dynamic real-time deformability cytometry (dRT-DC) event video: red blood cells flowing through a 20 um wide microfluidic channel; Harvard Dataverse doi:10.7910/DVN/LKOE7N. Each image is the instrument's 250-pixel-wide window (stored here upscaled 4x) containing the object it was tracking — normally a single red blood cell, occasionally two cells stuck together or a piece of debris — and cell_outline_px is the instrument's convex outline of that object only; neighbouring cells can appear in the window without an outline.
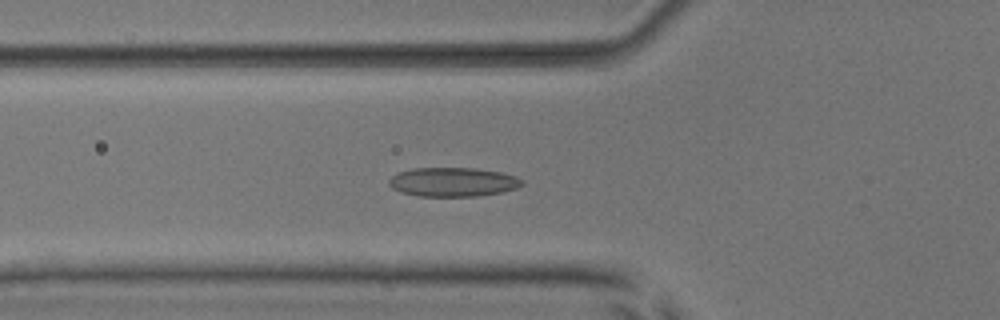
{"species": "common noctule bat (a hibernating species)", "species_latin": "Nyctalus noctula", "temperature_condition": "room temperature", "stored_images_in_passage": 52, "camera_frame_rate_fps": 3000, "um_per_image_px": 0.085, "animal": {"sex": "male", "body_mass_g": 17.9, "forearm_length_mm": 54.2}, "frame": {"image": 1, "passage_image": 19, "time_ms": 6.0, "image_size_px": [1000, 320], "cell_outline_px": [[524, 184], [516, 188], [500, 192], [480, 196], [416, 196], [400, 192], [392, 188], [388, 184], [388, 180], [392, 176], [400, 172], [412, 168], [476, 168], [500, 172], [516, 176], [524, 180]], "centroid_in_image_um": [38.5, 15.47], "position_along_channel_um": 87.3, "area_um2": 22.66}}
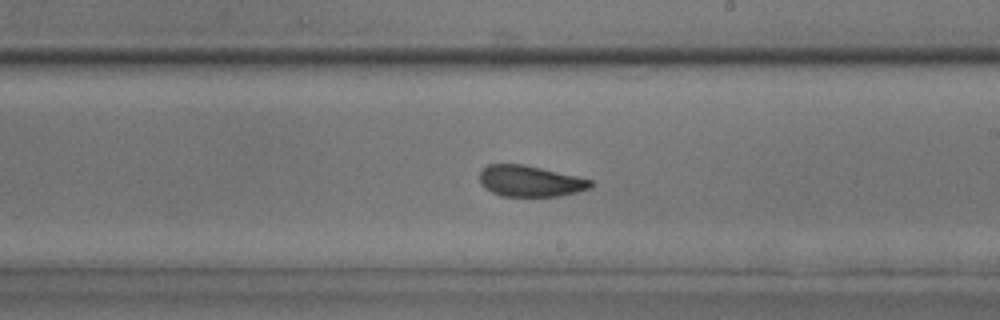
{"frame": {"image": 2, "passage_image": 31, "time_ms": 10.0, "image_size_px": [1000, 320], "cell_outline_px": [[592, 188], [560, 196], [500, 196], [484, 188], [480, 184], [480, 172], [488, 164], [524, 164], [576, 176], [592, 180]], "centroid_in_image_um": [45.05, 15.4], "position_along_channel_um": 244.0, "area_um2": 20.11}}
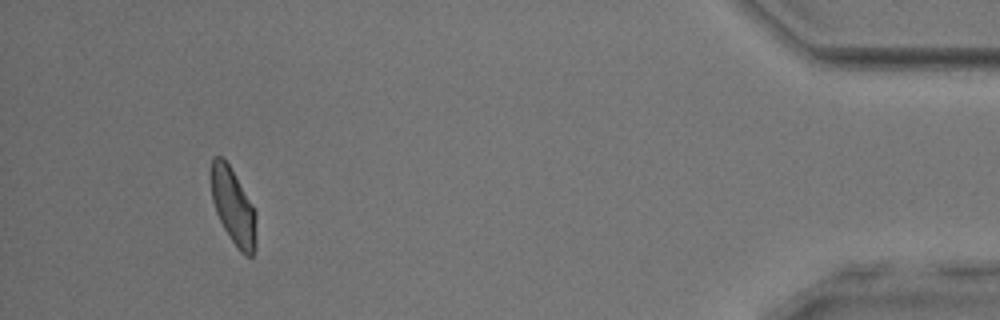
{"frame": {"image": 3, "passage_image": 49, "time_ms": 16.0, "image_size_px": [1000, 320], "cell_outline_px": [[256, 248], [252, 256], [248, 256], [240, 252], [236, 248], [224, 228], [216, 212], [212, 200], [208, 176], [212, 160], [216, 156], [224, 156], [252, 204], [256, 212]], "centroid_in_image_um": [19.8, 17.53], "position_along_channel_um": 415.4, "area_um2": 20.46}, "authors_computed_cell_mechanics": {"area_um2": 21.1837, "velocity_mm_per_s": 3.9239, "shape_relaxation_time_tau1_ms": 4.7702, "shape_relaxation_time_tau2_ms": 2.7087, "deformation_change_tau1": 0.1207, "deformation_change_tau2": 0.0871}}